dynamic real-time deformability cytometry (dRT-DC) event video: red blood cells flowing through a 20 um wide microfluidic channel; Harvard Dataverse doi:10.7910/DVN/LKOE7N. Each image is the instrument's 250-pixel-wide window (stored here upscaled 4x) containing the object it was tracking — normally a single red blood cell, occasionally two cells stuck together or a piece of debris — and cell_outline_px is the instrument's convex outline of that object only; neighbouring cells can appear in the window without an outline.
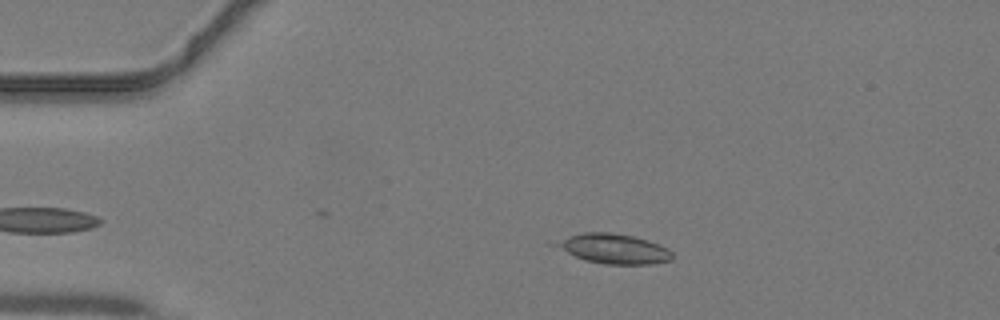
{"species": "common noctule bat (a hibernating species)", "species_latin": "Nyctalus noctula", "temperature_condition": "warm", "stored_images_in_passage": 32, "camera_frame_rate_fps": 3000, "um_per_image_px": 0.085, "animal": {"sex": "male", "body_mass_g": 19.2, "forearm_length_mm": 51.8}, "frame": {"image": 1, "passage_image": 3, "time_ms": 0.667, "image_size_px": [1000, 320], "cell_outline_px": [[672, 260], [648, 264], [604, 264], [584, 260], [548, 244], [548, 240], [584, 232], [612, 232], [632, 236], [648, 240], [668, 248], [672, 252]], "centroid_in_image_um": [52.04, 21.12], "position_along_channel_um": 33.0, "area_um2": 20.63}}
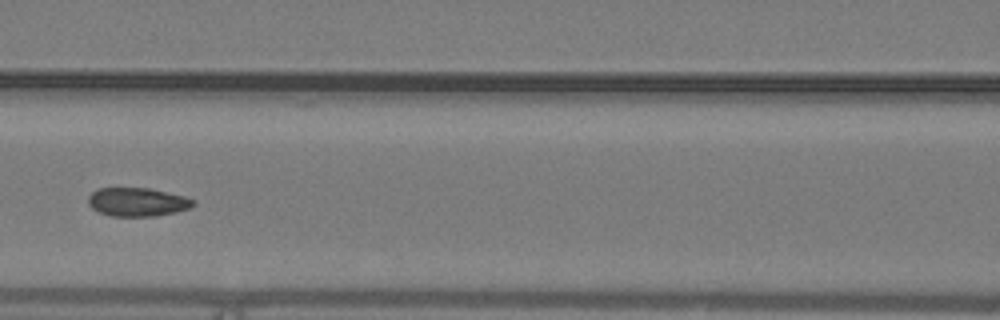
{"frame": {"image": 2, "passage_image": 14, "time_ms": 4.333, "image_size_px": [1000, 320], "cell_outline_px": [[196, 204], [188, 208], [176, 212], [156, 216], [112, 216], [100, 212], [92, 208], [88, 204], [88, 196], [96, 188], [148, 188], [184, 196], [196, 200]], "centroid_in_image_um": [11.67, 17.17], "position_along_channel_um": 154.9, "area_um2": 17.51}}
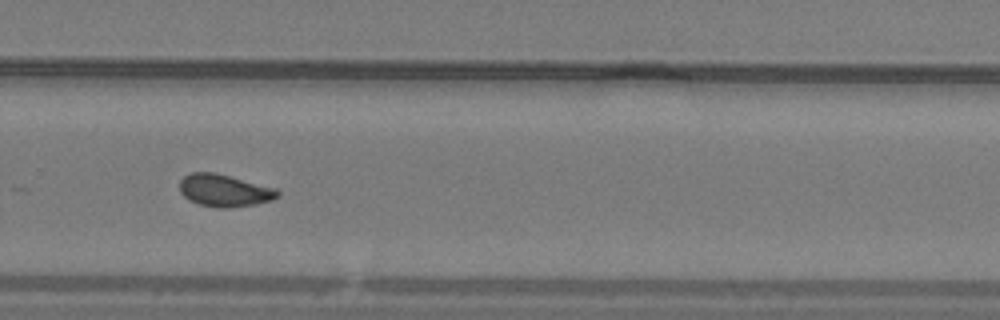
{"frame": {"image": 3, "passage_image": 24, "time_ms": 7.667, "image_size_px": [1000, 320], "cell_outline_px": [[280, 196], [272, 200], [256, 204], [228, 208], [216, 208], [200, 204], [188, 200], [180, 192], [180, 180], [184, 176], [192, 172], [216, 172], [276, 188], [280, 192]], "centroid_in_image_um": [19.08, 16.19], "position_along_channel_um": 310.7, "area_um2": 18.61}}